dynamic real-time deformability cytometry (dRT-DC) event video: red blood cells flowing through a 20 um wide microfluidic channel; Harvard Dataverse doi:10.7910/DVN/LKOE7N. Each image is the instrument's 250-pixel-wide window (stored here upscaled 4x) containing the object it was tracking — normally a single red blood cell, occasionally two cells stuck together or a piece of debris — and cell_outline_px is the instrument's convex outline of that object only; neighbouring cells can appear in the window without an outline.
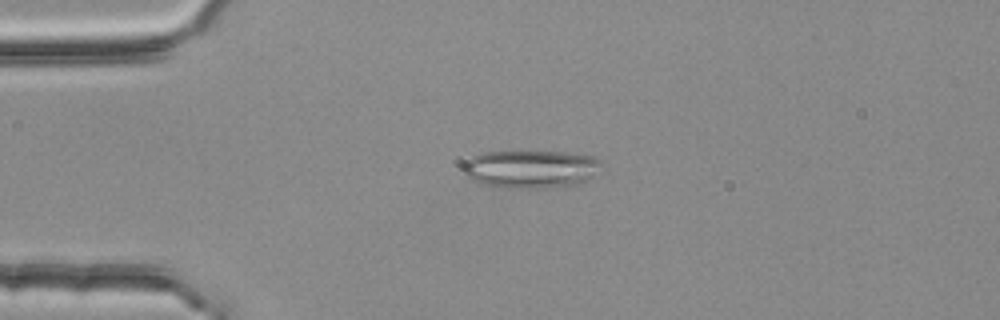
{"species": "common noctule bat (a hibernating species)", "species_latin": "Nyctalus noctula", "temperature_condition": "room temperature", "stored_images_in_passage": 1, "camera_frame_rate_fps": 3000, "um_per_image_px": 0.085, "animal": {"sex": "female", "body_mass_g": 25.1}, "frame": {"image": 1, "passage_image": 1, "time_ms": 0.0, "image_size_px": [1000, 320], "cell_outline_px": [[600, 164], [592, 176], [588, 180], [580, 184], [544, 188], [508, 188], [480, 184], [472, 180], [464, 172], [464, 164], [468, 160], [484, 152], [564, 152], [596, 156], [600, 160]], "centroid_in_image_um": [45.14, 14.38], "position_along_channel_um": 39.9, "area_um2": 30.35}}